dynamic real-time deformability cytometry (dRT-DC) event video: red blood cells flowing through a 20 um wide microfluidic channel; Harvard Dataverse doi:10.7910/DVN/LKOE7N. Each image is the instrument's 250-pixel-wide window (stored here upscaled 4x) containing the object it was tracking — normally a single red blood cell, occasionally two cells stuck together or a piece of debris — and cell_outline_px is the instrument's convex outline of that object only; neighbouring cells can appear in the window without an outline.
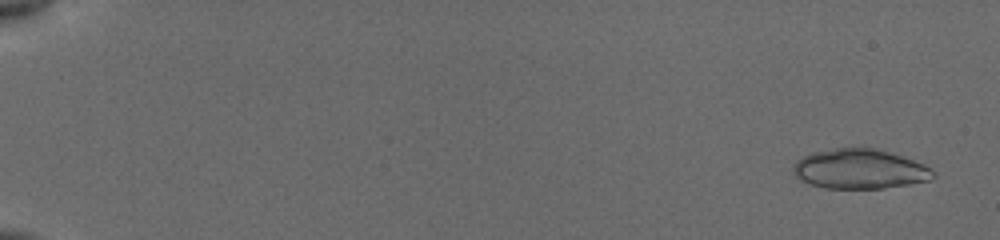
{"species": "common noctule bat (a hibernating species)", "species_latin": "Nyctalus noctula", "temperature_condition": "cold", "stored_images_in_passage": 27, "camera_frame_rate_fps": 3000, "um_per_image_px": 0.085, "animal": {"sex": "female", "body_mass_g": 19.5, "forearm_length_mm": 54.1}, "frame": {"image": 1, "passage_image": 1, "time_ms": 0.0, "image_size_px": [1000, 240], "cell_outline_px": [[936, 176], [928, 180], [908, 184], [884, 188], [824, 188], [800, 180], [792, 172], [792, 168], [796, 160], [812, 152], [836, 148], [876, 148], [904, 156], [924, 164]], "centroid_in_image_um": [73.05, 14.36], "position_along_channel_um": 12.0, "area_um2": 32.25}}
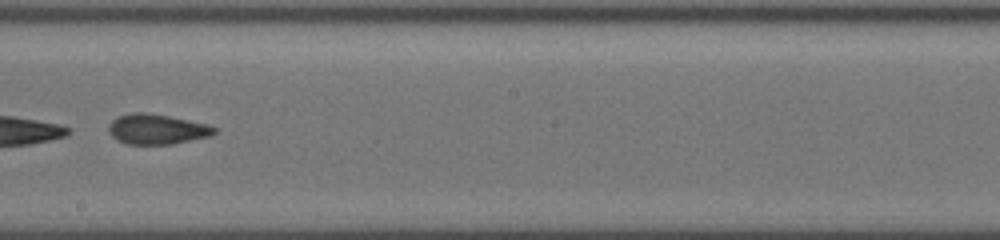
{"frame": {"image": 2, "passage_image": 16, "time_ms": 10.667, "image_size_px": [1000, 240], "cell_outline_px": [[216, 132], [212, 136], [172, 144], [124, 144], [116, 140], [108, 132], [108, 124], [112, 120], [120, 116], [136, 112], [144, 112], [168, 116], [208, 124], [216, 128]], "centroid_in_image_um": [13.33, 10.99], "position_along_channel_um": 234.9, "area_um2": 18.61}}